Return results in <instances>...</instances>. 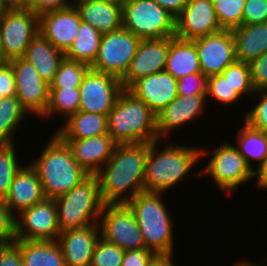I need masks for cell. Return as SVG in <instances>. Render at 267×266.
<instances>
[{
  "label": "cell",
  "instance_id": "1",
  "mask_svg": "<svg viewBox=\"0 0 267 266\" xmlns=\"http://www.w3.org/2000/svg\"><path fill=\"white\" fill-rule=\"evenodd\" d=\"M150 144H117L110 159L96 174L104 204L127 203L144 191L145 162Z\"/></svg>",
  "mask_w": 267,
  "mask_h": 266
},
{
  "label": "cell",
  "instance_id": "2",
  "mask_svg": "<svg viewBox=\"0 0 267 266\" xmlns=\"http://www.w3.org/2000/svg\"><path fill=\"white\" fill-rule=\"evenodd\" d=\"M156 140L149 145L145 162L144 191L164 193L183 179L208 151L203 147H191L169 143L161 151ZM159 147V148H158ZM159 151V152H158Z\"/></svg>",
  "mask_w": 267,
  "mask_h": 266
},
{
  "label": "cell",
  "instance_id": "3",
  "mask_svg": "<svg viewBox=\"0 0 267 266\" xmlns=\"http://www.w3.org/2000/svg\"><path fill=\"white\" fill-rule=\"evenodd\" d=\"M30 164L40 179L45 198L55 199L69 192L89 174L73 158L71 149L55 133Z\"/></svg>",
  "mask_w": 267,
  "mask_h": 266
},
{
  "label": "cell",
  "instance_id": "4",
  "mask_svg": "<svg viewBox=\"0 0 267 266\" xmlns=\"http://www.w3.org/2000/svg\"><path fill=\"white\" fill-rule=\"evenodd\" d=\"M107 123L108 135L117 144H138L159 140L156 114L125 88L107 115Z\"/></svg>",
  "mask_w": 267,
  "mask_h": 266
},
{
  "label": "cell",
  "instance_id": "5",
  "mask_svg": "<svg viewBox=\"0 0 267 266\" xmlns=\"http://www.w3.org/2000/svg\"><path fill=\"white\" fill-rule=\"evenodd\" d=\"M161 195V192L142 191L126 204L135 216L146 248L156 254L173 255L174 221Z\"/></svg>",
  "mask_w": 267,
  "mask_h": 266
},
{
  "label": "cell",
  "instance_id": "6",
  "mask_svg": "<svg viewBox=\"0 0 267 266\" xmlns=\"http://www.w3.org/2000/svg\"><path fill=\"white\" fill-rule=\"evenodd\" d=\"M60 231L99 223L104 205L97 175H88L66 194L54 199Z\"/></svg>",
  "mask_w": 267,
  "mask_h": 266
},
{
  "label": "cell",
  "instance_id": "7",
  "mask_svg": "<svg viewBox=\"0 0 267 266\" xmlns=\"http://www.w3.org/2000/svg\"><path fill=\"white\" fill-rule=\"evenodd\" d=\"M122 19L123 28L141 40L175 36V17L155 0H126Z\"/></svg>",
  "mask_w": 267,
  "mask_h": 266
},
{
  "label": "cell",
  "instance_id": "8",
  "mask_svg": "<svg viewBox=\"0 0 267 266\" xmlns=\"http://www.w3.org/2000/svg\"><path fill=\"white\" fill-rule=\"evenodd\" d=\"M39 32V16L29 7H7L0 11V61L24 57Z\"/></svg>",
  "mask_w": 267,
  "mask_h": 266
},
{
  "label": "cell",
  "instance_id": "9",
  "mask_svg": "<svg viewBox=\"0 0 267 266\" xmlns=\"http://www.w3.org/2000/svg\"><path fill=\"white\" fill-rule=\"evenodd\" d=\"M210 161L198 171V177L207 174L222 193L234 192L242 184L254 179V171L247 165L238 148L230 142H223L212 150Z\"/></svg>",
  "mask_w": 267,
  "mask_h": 266
},
{
  "label": "cell",
  "instance_id": "10",
  "mask_svg": "<svg viewBox=\"0 0 267 266\" xmlns=\"http://www.w3.org/2000/svg\"><path fill=\"white\" fill-rule=\"evenodd\" d=\"M141 39L125 28L101 36L92 70L113 75L120 80L127 72Z\"/></svg>",
  "mask_w": 267,
  "mask_h": 266
},
{
  "label": "cell",
  "instance_id": "11",
  "mask_svg": "<svg viewBox=\"0 0 267 266\" xmlns=\"http://www.w3.org/2000/svg\"><path fill=\"white\" fill-rule=\"evenodd\" d=\"M101 238L125 250L146 248L143 234L126 203L104 204L99 217Z\"/></svg>",
  "mask_w": 267,
  "mask_h": 266
},
{
  "label": "cell",
  "instance_id": "12",
  "mask_svg": "<svg viewBox=\"0 0 267 266\" xmlns=\"http://www.w3.org/2000/svg\"><path fill=\"white\" fill-rule=\"evenodd\" d=\"M79 89V111L108 115L124 88L119 78L89 68Z\"/></svg>",
  "mask_w": 267,
  "mask_h": 266
},
{
  "label": "cell",
  "instance_id": "13",
  "mask_svg": "<svg viewBox=\"0 0 267 266\" xmlns=\"http://www.w3.org/2000/svg\"><path fill=\"white\" fill-rule=\"evenodd\" d=\"M19 216V217H18ZM16 239L57 241L60 229L56 202L44 198L15 217Z\"/></svg>",
  "mask_w": 267,
  "mask_h": 266
},
{
  "label": "cell",
  "instance_id": "14",
  "mask_svg": "<svg viewBox=\"0 0 267 266\" xmlns=\"http://www.w3.org/2000/svg\"><path fill=\"white\" fill-rule=\"evenodd\" d=\"M15 74L16 97L22 107L32 114L41 117L49 101L50 84L41 78L32 63L25 58L8 61Z\"/></svg>",
  "mask_w": 267,
  "mask_h": 266
},
{
  "label": "cell",
  "instance_id": "15",
  "mask_svg": "<svg viewBox=\"0 0 267 266\" xmlns=\"http://www.w3.org/2000/svg\"><path fill=\"white\" fill-rule=\"evenodd\" d=\"M193 41L198 51L201 73L206 77L221 74L236 61L231 30L222 29Z\"/></svg>",
  "mask_w": 267,
  "mask_h": 266
},
{
  "label": "cell",
  "instance_id": "16",
  "mask_svg": "<svg viewBox=\"0 0 267 266\" xmlns=\"http://www.w3.org/2000/svg\"><path fill=\"white\" fill-rule=\"evenodd\" d=\"M220 30L213 0H189L175 18V36L180 39L195 40Z\"/></svg>",
  "mask_w": 267,
  "mask_h": 266
},
{
  "label": "cell",
  "instance_id": "17",
  "mask_svg": "<svg viewBox=\"0 0 267 266\" xmlns=\"http://www.w3.org/2000/svg\"><path fill=\"white\" fill-rule=\"evenodd\" d=\"M170 37L163 39H142L130 66L121 79L128 89L135 81L148 75L165 71Z\"/></svg>",
  "mask_w": 267,
  "mask_h": 266
},
{
  "label": "cell",
  "instance_id": "18",
  "mask_svg": "<svg viewBox=\"0 0 267 266\" xmlns=\"http://www.w3.org/2000/svg\"><path fill=\"white\" fill-rule=\"evenodd\" d=\"M206 94L177 95L163 110L156 115V130L158 139L169 137L174 132L193 120H197L207 105ZM205 105V106H204ZM168 134V135H167Z\"/></svg>",
  "mask_w": 267,
  "mask_h": 266
},
{
  "label": "cell",
  "instance_id": "19",
  "mask_svg": "<svg viewBox=\"0 0 267 266\" xmlns=\"http://www.w3.org/2000/svg\"><path fill=\"white\" fill-rule=\"evenodd\" d=\"M78 10L70 7L39 16V32L58 50L66 52L77 37L81 24Z\"/></svg>",
  "mask_w": 267,
  "mask_h": 266
},
{
  "label": "cell",
  "instance_id": "20",
  "mask_svg": "<svg viewBox=\"0 0 267 266\" xmlns=\"http://www.w3.org/2000/svg\"><path fill=\"white\" fill-rule=\"evenodd\" d=\"M101 237L99 223L60 232V244L66 266H90L94 248Z\"/></svg>",
  "mask_w": 267,
  "mask_h": 266
},
{
  "label": "cell",
  "instance_id": "21",
  "mask_svg": "<svg viewBox=\"0 0 267 266\" xmlns=\"http://www.w3.org/2000/svg\"><path fill=\"white\" fill-rule=\"evenodd\" d=\"M128 90L156 115L178 95L177 80L166 71L140 78Z\"/></svg>",
  "mask_w": 267,
  "mask_h": 266
},
{
  "label": "cell",
  "instance_id": "22",
  "mask_svg": "<svg viewBox=\"0 0 267 266\" xmlns=\"http://www.w3.org/2000/svg\"><path fill=\"white\" fill-rule=\"evenodd\" d=\"M73 158L89 174L96 175L112 156L117 143L108 135L85 139H62Z\"/></svg>",
  "mask_w": 267,
  "mask_h": 266
},
{
  "label": "cell",
  "instance_id": "23",
  "mask_svg": "<svg viewBox=\"0 0 267 266\" xmlns=\"http://www.w3.org/2000/svg\"><path fill=\"white\" fill-rule=\"evenodd\" d=\"M44 198L42 184L37 172L30 164H27L14 176L9 193L3 201L16 217V214L19 215L23 210L30 208Z\"/></svg>",
  "mask_w": 267,
  "mask_h": 266
},
{
  "label": "cell",
  "instance_id": "24",
  "mask_svg": "<svg viewBox=\"0 0 267 266\" xmlns=\"http://www.w3.org/2000/svg\"><path fill=\"white\" fill-rule=\"evenodd\" d=\"M83 22L102 35L123 27L122 5L109 0H79L73 3Z\"/></svg>",
  "mask_w": 267,
  "mask_h": 266
},
{
  "label": "cell",
  "instance_id": "25",
  "mask_svg": "<svg viewBox=\"0 0 267 266\" xmlns=\"http://www.w3.org/2000/svg\"><path fill=\"white\" fill-rule=\"evenodd\" d=\"M236 60L250 63L267 52V22L242 24L231 29Z\"/></svg>",
  "mask_w": 267,
  "mask_h": 266
},
{
  "label": "cell",
  "instance_id": "26",
  "mask_svg": "<svg viewBox=\"0 0 267 266\" xmlns=\"http://www.w3.org/2000/svg\"><path fill=\"white\" fill-rule=\"evenodd\" d=\"M23 58L32 63L41 78L50 84L65 54L38 32L31 40Z\"/></svg>",
  "mask_w": 267,
  "mask_h": 266
},
{
  "label": "cell",
  "instance_id": "27",
  "mask_svg": "<svg viewBox=\"0 0 267 266\" xmlns=\"http://www.w3.org/2000/svg\"><path fill=\"white\" fill-rule=\"evenodd\" d=\"M165 71L176 80L194 73H201L198 51L193 40L170 36Z\"/></svg>",
  "mask_w": 267,
  "mask_h": 266
},
{
  "label": "cell",
  "instance_id": "28",
  "mask_svg": "<svg viewBox=\"0 0 267 266\" xmlns=\"http://www.w3.org/2000/svg\"><path fill=\"white\" fill-rule=\"evenodd\" d=\"M55 131L61 139H85L108 134L107 115L78 111Z\"/></svg>",
  "mask_w": 267,
  "mask_h": 266
},
{
  "label": "cell",
  "instance_id": "29",
  "mask_svg": "<svg viewBox=\"0 0 267 266\" xmlns=\"http://www.w3.org/2000/svg\"><path fill=\"white\" fill-rule=\"evenodd\" d=\"M15 242L19 245L24 266H66L57 241L16 239Z\"/></svg>",
  "mask_w": 267,
  "mask_h": 266
},
{
  "label": "cell",
  "instance_id": "30",
  "mask_svg": "<svg viewBox=\"0 0 267 266\" xmlns=\"http://www.w3.org/2000/svg\"><path fill=\"white\" fill-rule=\"evenodd\" d=\"M237 132L235 146L247 165L255 172L267 157V133L256 130L246 122ZM254 162H257L254 167Z\"/></svg>",
  "mask_w": 267,
  "mask_h": 266
},
{
  "label": "cell",
  "instance_id": "31",
  "mask_svg": "<svg viewBox=\"0 0 267 266\" xmlns=\"http://www.w3.org/2000/svg\"><path fill=\"white\" fill-rule=\"evenodd\" d=\"M102 34L90 24L81 21L78 34L70 48L64 53L65 57L87 64H93L101 42Z\"/></svg>",
  "mask_w": 267,
  "mask_h": 266
},
{
  "label": "cell",
  "instance_id": "32",
  "mask_svg": "<svg viewBox=\"0 0 267 266\" xmlns=\"http://www.w3.org/2000/svg\"><path fill=\"white\" fill-rule=\"evenodd\" d=\"M27 111L16 96L3 97L0 100V144L14 143L13 137L20 124H23Z\"/></svg>",
  "mask_w": 267,
  "mask_h": 266
},
{
  "label": "cell",
  "instance_id": "33",
  "mask_svg": "<svg viewBox=\"0 0 267 266\" xmlns=\"http://www.w3.org/2000/svg\"><path fill=\"white\" fill-rule=\"evenodd\" d=\"M80 89H49V101L45 113L40 118L62 117L64 122L79 111ZM54 113V114H53Z\"/></svg>",
  "mask_w": 267,
  "mask_h": 266
},
{
  "label": "cell",
  "instance_id": "34",
  "mask_svg": "<svg viewBox=\"0 0 267 266\" xmlns=\"http://www.w3.org/2000/svg\"><path fill=\"white\" fill-rule=\"evenodd\" d=\"M89 68L87 64L65 57L60 63L49 89L79 88L82 78Z\"/></svg>",
  "mask_w": 267,
  "mask_h": 266
},
{
  "label": "cell",
  "instance_id": "35",
  "mask_svg": "<svg viewBox=\"0 0 267 266\" xmlns=\"http://www.w3.org/2000/svg\"><path fill=\"white\" fill-rule=\"evenodd\" d=\"M15 147L14 143L0 144V199L2 200L9 193L14 176L23 167L16 157L17 149Z\"/></svg>",
  "mask_w": 267,
  "mask_h": 266
},
{
  "label": "cell",
  "instance_id": "36",
  "mask_svg": "<svg viewBox=\"0 0 267 266\" xmlns=\"http://www.w3.org/2000/svg\"><path fill=\"white\" fill-rule=\"evenodd\" d=\"M246 0H213L215 14L222 29L231 30L242 25Z\"/></svg>",
  "mask_w": 267,
  "mask_h": 266
},
{
  "label": "cell",
  "instance_id": "37",
  "mask_svg": "<svg viewBox=\"0 0 267 266\" xmlns=\"http://www.w3.org/2000/svg\"><path fill=\"white\" fill-rule=\"evenodd\" d=\"M221 75L229 81L234 90L242 97L253 96L255 90L251 83L249 63L235 61L224 69Z\"/></svg>",
  "mask_w": 267,
  "mask_h": 266
},
{
  "label": "cell",
  "instance_id": "38",
  "mask_svg": "<svg viewBox=\"0 0 267 266\" xmlns=\"http://www.w3.org/2000/svg\"><path fill=\"white\" fill-rule=\"evenodd\" d=\"M206 101L213 98L217 104L229 105L237 103L242 97L234 90L233 86L221 74L207 77ZM209 96V97H208Z\"/></svg>",
  "mask_w": 267,
  "mask_h": 266
},
{
  "label": "cell",
  "instance_id": "39",
  "mask_svg": "<svg viewBox=\"0 0 267 266\" xmlns=\"http://www.w3.org/2000/svg\"><path fill=\"white\" fill-rule=\"evenodd\" d=\"M124 250L100 237L91 257L90 266H121Z\"/></svg>",
  "mask_w": 267,
  "mask_h": 266
},
{
  "label": "cell",
  "instance_id": "40",
  "mask_svg": "<svg viewBox=\"0 0 267 266\" xmlns=\"http://www.w3.org/2000/svg\"><path fill=\"white\" fill-rule=\"evenodd\" d=\"M258 96V103L245 113L243 121L252 128L267 133V89L255 91Z\"/></svg>",
  "mask_w": 267,
  "mask_h": 266
},
{
  "label": "cell",
  "instance_id": "41",
  "mask_svg": "<svg viewBox=\"0 0 267 266\" xmlns=\"http://www.w3.org/2000/svg\"><path fill=\"white\" fill-rule=\"evenodd\" d=\"M207 77L202 73H194L177 80L178 95L206 94Z\"/></svg>",
  "mask_w": 267,
  "mask_h": 266
},
{
  "label": "cell",
  "instance_id": "42",
  "mask_svg": "<svg viewBox=\"0 0 267 266\" xmlns=\"http://www.w3.org/2000/svg\"><path fill=\"white\" fill-rule=\"evenodd\" d=\"M16 241L15 216L0 199V245L11 244Z\"/></svg>",
  "mask_w": 267,
  "mask_h": 266
},
{
  "label": "cell",
  "instance_id": "43",
  "mask_svg": "<svg viewBox=\"0 0 267 266\" xmlns=\"http://www.w3.org/2000/svg\"><path fill=\"white\" fill-rule=\"evenodd\" d=\"M267 22V0H246L243 9L242 24Z\"/></svg>",
  "mask_w": 267,
  "mask_h": 266
},
{
  "label": "cell",
  "instance_id": "44",
  "mask_svg": "<svg viewBox=\"0 0 267 266\" xmlns=\"http://www.w3.org/2000/svg\"><path fill=\"white\" fill-rule=\"evenodd\" d=\"M251 83L255 91L267 89V52L249 63Z\"/></svg>",
  "mask_w": 267,
  "mask_h": 266
},
{
  "label": "cell",
  "instance_id": "45",
  "mask_svg": "<svg viewBox=\"0 0 267 266\" xmlns=\"http://www.w3.org/2000/svg\"><path fill=\"white\" fill-rule=\"evenodd\" d=\"M16 96L15 74L8 61H0V100Z\"/></svg>",
  "mask_w": 267,
  "mask_h": 266
},
{
  "label": "cell",
  "instance_id": "46",
  "mask_svg": "<svg viewBox=\"0 0 267 266\" xmlns=\"http://www.w3.org/2000/svg\"><path fill=\"white\" fill-rule=\"evenodd\" d=\"M155 255L147 248L125 250L121 266H146Z\"/></svg>",
  "mask_w": 267,
  "mask_h": 266
},
{
  "label": "cell",
  "instance_id": "47",
  "mask_svg": "<svg viewBox=\"0 0 267 266\" xmlns=\"http://www.w3.org/2000/svg\"><path fill=\"white\" fill-rule=\"evenodd\" d=\"M0 266H24L19 245L16 242L0 245Z\"/></svg>",
  "mask_w": 267,
  "mask_h": 266
},
{
  "label": "cell",
  "instance_id": "48",
  "mask_svg": "<svg viewBox=\"0 0 267 266\" xmlns=\"http://www.w3.org/2000/svg\"><path fill=\"white\" fill-rule=\"evenodd\" d=\"M72 5L70 0H35V2L29 7L38 16L56 10H62Z\"/></svg>",
  "mask_w": 267,
  "mask_h": 266
},
{
  "label": "cell",
  "instance_id": "49",
  "mask_svg": "<svg viewBox=\"0 0 267 266\" xmlns=\"http://www.w3.org/2000/svg\"><path fill=\"white\" fill-rule=\"evenodd\" d=\"M163 9L175 18L181 13L189 0H155Z\"/></svg>",
  "mask_w": 267,
  "mask_h": 266
},
{
  "label": "cell",
  "instance_id": "50",
  "mask_svg": "<svg viewBox=\"0 0 267 266\" xmlns=\"http://www.w3.org/2000/svg\"><path fill=\"white\" fill-rule=\"evenodd\" d=\"M254 177L257 179V187L259 189L267 190V157L258 170L254 172Z\"/></svg>",
  "mask_w": 267,
  "mask_h": 266
},
{
  "label": "cell",
  "instance_id": "51",
  "mask_svg": "<svg viewBox=\"0 0 267 266\" xmlns=\"http://www.w3.org/2000/svg\"><path fill=\"white\" fill-rule=\"evenodd\" d=\"M174 255L169 254H156L146 266H177L174 264Z\"/></svg>",
  "mask_w": 267,
  "mask_h": 266
},
{
  "label": "cell",
  "instance_id": "52",
  "mask_svg": "<svg viewBox=\"0 0 267 266\" xmlns=\"http://www.w3.org/2000/svg\"><path fill=\"white\" fill-rule=\"evenodd\" d=\"M7 7H22V0H3Z\"/></svg>",
  "mask_w": 267,
  "mask_h": 266
},
{
  "label": "cell",
  "instance_id": "53",
  "mask_svg": "<svg viewBox=\"0 0 267 266\" xmlns=\"http://www.w3.org/2000/svg\"><path fill=\"white\" fill-rule=\"evenodd\" d=\"M233 266H262V265H260L258 263L256 264L254 262L252 263L251 260H248V259L245 260L244 259L242 261L240 260V261L236 262V264H234Z\"/></svg>",
  "mask_w": 267,
  "mask_h": 266
},
{
  "label": "cell",
  "instance_id": "54",
  "mask_svg": "<svg viewBox=\"0 0 267 266\" xmlns=\"http://www.w3.org/2000/svg\"><path fill=\"white\" fill-rule=\"evenodd\" d=\"M35 0H22V7H30Z\"/></svg>",
  "mask_w": 267,
  "mask_h": 266
},
{
  "label": "cell",
  "instance_id": "55",
  "mask_svg": "<svg viewBox=\"0 0 267 266\" xmlns=\"http://www.w3.org/2000/svg\"><path fill=\"white\" fill-rule=\"evenodd\" d=\"M5 8H7V6L4 4V1L0 0V11H2Z\"/></svg>",
  "mask_w": 267,
  "mask_h": 266
},
{
  "label": "cell",
  "instance_id": "56",
  "mask_svg": "<svg viewBox=\"0 0 267 266\" xmlns=\"http://www.w3.org/2000/svg\"><path fill=\"white\" fill-rule=\"evenodd\" d=\"M109 1H114L122 5L126 0H109Z\"/></svg>",
  "mask_w": 267,
  "mask_h": 266
},
{
  "label": "cell",
  "instance_id": "57",
  "mask_svg": "<svg viewBox=\"0 0 267 266\" xmlns=\"http://www.w3.org/2000/svg\"><path fill=\"white\" fill-rule=\"evenodd\" d=\"M77 1H79V0H71L72 4L75 3V2H77Z\"/></svg>",
  "mask_w": 267,
  "mask_h": 266
}]
</instances>
